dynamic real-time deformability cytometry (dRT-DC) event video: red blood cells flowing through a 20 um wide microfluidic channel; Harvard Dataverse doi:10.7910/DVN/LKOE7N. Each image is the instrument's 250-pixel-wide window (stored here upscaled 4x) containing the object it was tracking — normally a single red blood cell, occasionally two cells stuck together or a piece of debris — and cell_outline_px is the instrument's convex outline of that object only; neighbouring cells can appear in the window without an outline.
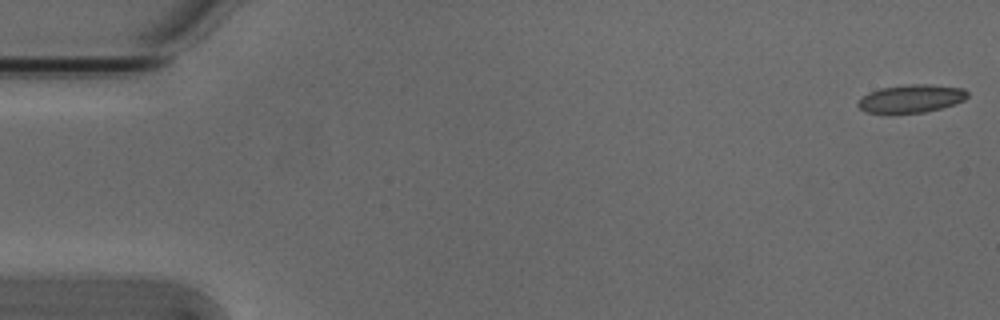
{"species": "Egyptian fruit bat (a non-hibernating species)", "species_latin": "Rousettus aegyptiacus", "temperature_condition": "cold", "stored_images_in_passage": 54, "camera_frame_rate_fps": 3000, "um_per_image_px": 0.085, "animal": {"sex": "male"}, "frame": {"image": 1, "passage_image": 1, "time_ms": 0.0, "image_size_px": [1000, 320], "cell_outline_px": [[968, 96], [964, 100], [940, 108], [924, 112], [868, 112], [860, 108], [856, 104], [868, 92], [880, 88], [908, 84], [928, 84], [964, 88], [968, 92]], "centroid_in_image_um": [77.47, 8.35], "position_along_channel_um": 7.5, "area_um2": 17.51}}
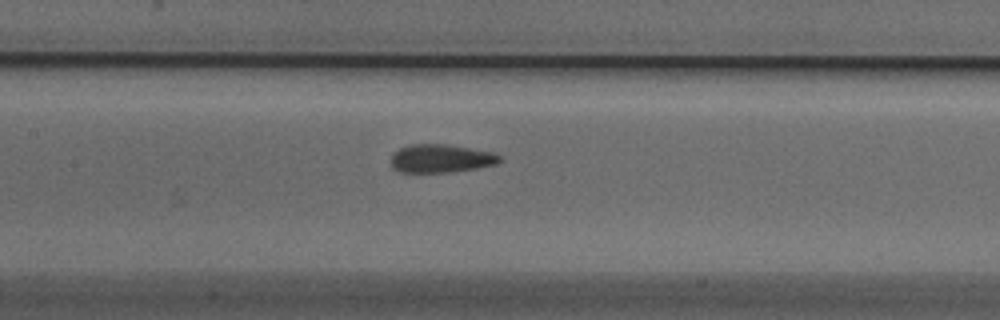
{"frame": {"image": 2, "passage_image": 25, "time_ms": 8.0, "image_size_px": [1000, 320], "cell_outline_px": [[504, 160], [496, 164], [476, 168], [448, 172], [400, 172], [392, 168], [392, 156], [400, 148], [412, 144], [448, 144], [496, 152], [504, 156]], "centroid_in_image_um": [37.57, 13.46], "position_along_channel_um": 169.8, "area_um2": 18.09}}
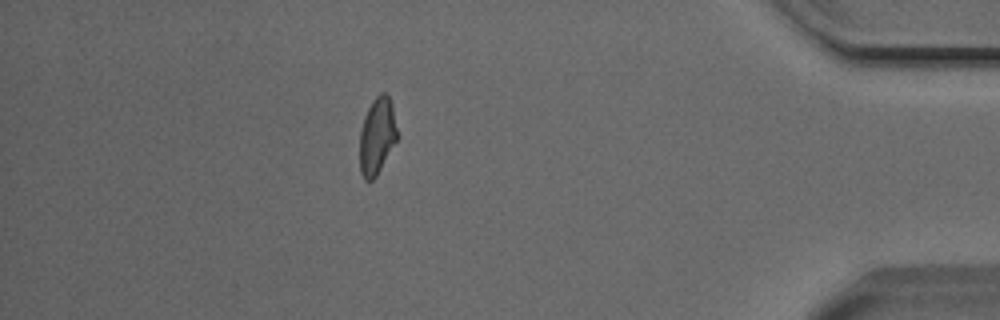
{"frame": {"image": 3, "passage_image": 47, "time_ms": 15.333, "image_size_px": [1000, 320], "cell_outline_px": [[400, 136], [376, 176], [372, 180], [364, 180], [360, 172], [360, 132], [364, 116], [372, 100], [380, 92], [384, 92], [388, 96], [392, 104]], "centroid_in_image_um": [32.08, 11.54], "position_along_channel_um": 403.1, "area_um2": 17.11}, "authors_computed_cell_mechanics": {"area_um2": 17.6579, "velocity_mm_per_s": 3.827, "shape_relaxation_time_tau1_ms": 7.7976, "shape_relaxation_time_tau2_ms": 1.9453, "deformation_change_tau1": 0.178, "deformation_change_tau2": 0.0912}}